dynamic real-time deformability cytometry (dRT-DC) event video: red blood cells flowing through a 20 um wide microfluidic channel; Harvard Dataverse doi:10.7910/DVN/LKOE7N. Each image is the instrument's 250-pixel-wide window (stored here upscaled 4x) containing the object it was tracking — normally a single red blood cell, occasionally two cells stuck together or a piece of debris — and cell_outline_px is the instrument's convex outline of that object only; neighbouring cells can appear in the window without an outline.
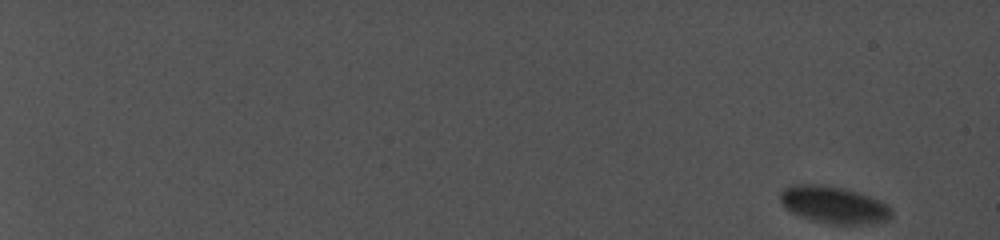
{"species": "common noctule bat (a hibernating species)", "species_latin": "Nyctalus noctula", "temperature_condition": "cold", "stored_images_in_passage": 131, "camera_frame_rate_fps": 5000, "um_per_image_px": 0.085, "animal": {"sex": "female", "body_mass_g": 19.0, "forearm_length_mm": 56.7}, "frame": {"image": 1, "passage_image": 1, "time_ms": 0.0, "image_size_px": [1000, 240], "cell_outline_px": [[892, 216], [888, 220], [852, 224], [840, 224], [816, 220], [792, 212], [780, 200], [780, 192], [784, 188], [796, 184], [824, 184], [844, 188], [880, 200], [888, 204], [892, 208]], "centroid_in_image_um": [70.9, 17.37], "position_along_channel_um": 14.1, "area_um2": 23.47}}
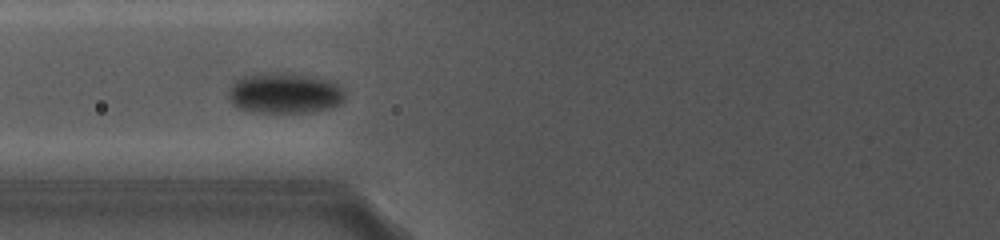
{"frame": {"image": 2, "passage_image": 72, "time_ms": 9.8, "image_size_px": [1000, 240], "cell_outline_px": [[344, 100], [340, 104], [332, 108], [308, 112], [252, 112], [236, 108], [228, 100], [228, 88], [232, 80], [240, 76], [260, 72], [280, 72], [308, 76], [332, 80], [344, 92]], "centroid_in_image_um": [24.1, 7.91], "position_along_channel_um": 101.7, "area_um2": 28.21}}
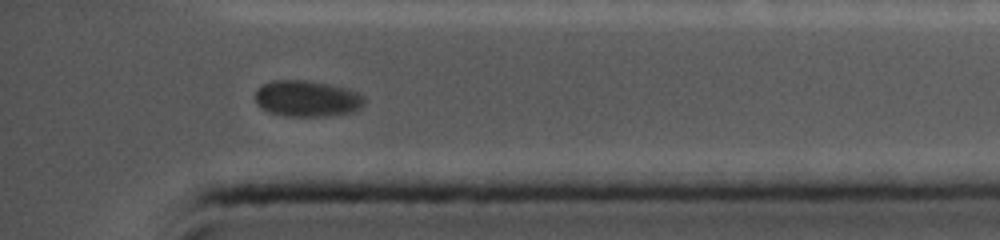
{"frame": {"image": 3, "passage_image": 131, "time_ms": 18.0, "image_size_px": [1000, 240], "cell_outline_px": [[364, 104], [360, 108], [352, 112], [320, 116], [288, 116], [268, 112], [256, 100], [256, 92], [264, 84], [272, 80], [308, 80], [348, 88], [364, 96]], "centroid_in_image_um": [26.13, 8.37], "position_along_channel_um": 409.1, "area_um2": 22.72}}